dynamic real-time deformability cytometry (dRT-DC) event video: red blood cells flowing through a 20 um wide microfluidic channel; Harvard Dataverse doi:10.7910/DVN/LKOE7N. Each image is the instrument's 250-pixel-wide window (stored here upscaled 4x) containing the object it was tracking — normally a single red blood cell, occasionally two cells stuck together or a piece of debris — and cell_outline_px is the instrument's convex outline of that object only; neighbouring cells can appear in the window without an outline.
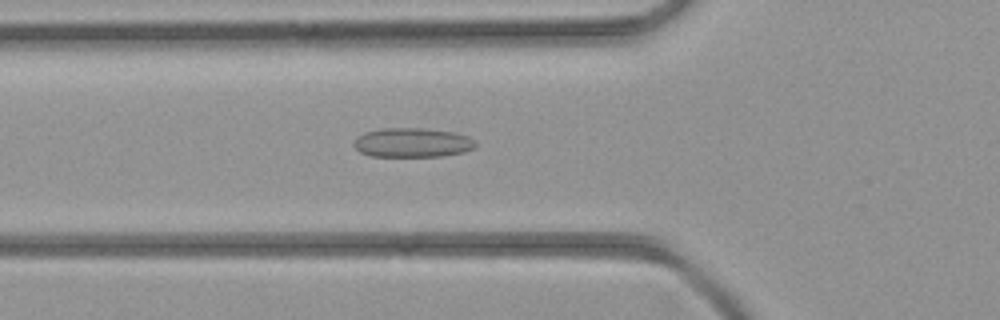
{"species": "common noctule bat (a hibernating species)", "species_latin": "Nyctalus noctula", "temperature_condition": "room temperature", "stored_images_in_passage": 34, "camera_frame_rate_fps": 3000, "um_per_image_px": 0.085, "animal": {"sex": "female", "body_mass_g": 21.9}, "frame": {"image": 1, "passage_image": 6, "time_ms": 1.667, "image_size_px": [1000, 320], "cell_outline_px": [[476, 148], [464, 152], [440, 156], [368, 156], [360, 152], [352, 144], [356, 136], [364, 132], [380, 128], [420, 128], [452, 132], [468, 136], [476, 140]], "centroid_in_image_um": [35.03, 12.12], "position_along_channel_um": 90.8, "area_um2": 20.98}}
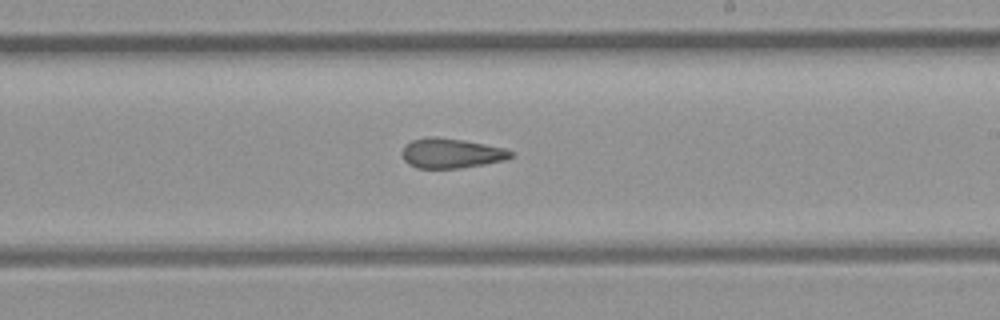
{"frame": {"image": 2, "passage_image": 16, "time_ms": 5.0, "image_size_px": [1000, 320], "cell_outline_px": [[512, 156], [504, 160], [484, 164], [460, 168], [416, 168], [408, 164], [404, 160], [400, 152], [404, 144], [412, 140], [428, 136], [436, 136], [464, 140], [504, 148], [512, 152]], "centroid_in_image_um": [38.28, 13.02], "position_along_channel_um": 250.7, "area_um2": 19.02}}
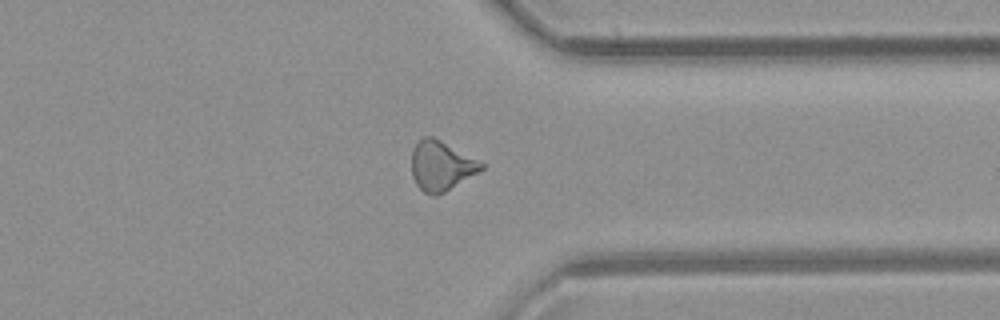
{"frame": {"image": 3, "passage_image": 24, "time_ms": 7.667, "image_size_px": [1000, 320], "cell_outline_px": [[484, 168], [444, 192], [436, 196], [432, 196], [424, 192], [416, 184], [412, 176], [412, 148], [424, 136], [432, 136], [440, 140], [484, 164]], "centroid_in_image_um": [37.45, 14.1], "position_along_channel_um": 374.0, "area_um2": 19.71}}